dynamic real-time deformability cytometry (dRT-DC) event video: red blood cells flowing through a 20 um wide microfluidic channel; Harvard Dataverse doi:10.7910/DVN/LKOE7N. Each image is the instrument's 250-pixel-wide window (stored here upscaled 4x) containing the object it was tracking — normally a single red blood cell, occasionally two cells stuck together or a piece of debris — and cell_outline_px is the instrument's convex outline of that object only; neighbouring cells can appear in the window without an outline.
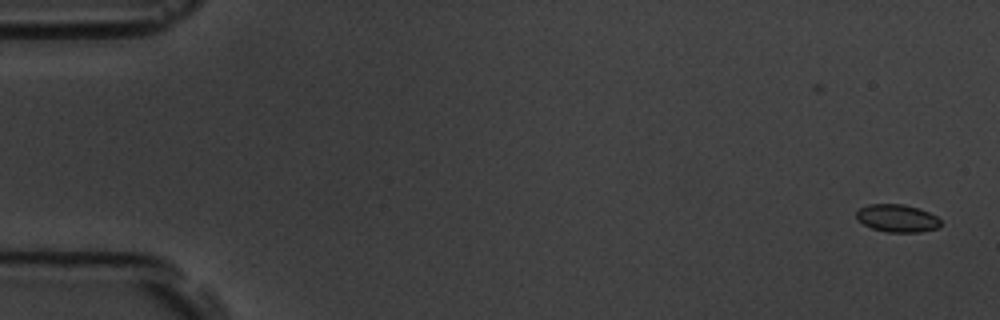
{"species": "common noctule bat (a hibernating species)", "species_latin": "Nyctalus noctula", "temperature_condition": "room temperature", "stored_images_in_passage": 2, "camera_frame_rate_fps": 3000, "um_per_image_px": 0.085, "animal": {"sex": "male", "body_mass_g": 19.5, "forearm_length_mm": 54.6}, "frame": {"image": 1, "passage_image": 2, "time_ms": 1.0, "image_size_px": [1000, 320], "cell_outline_px": [[940, 224], [936, 228], [920, 232], [888, 232], [872, 228], [864, 224], [856, 216], [856, 212], [860, 208], [868, 204], [904, 204], [920, 208], [936, 216], [940, 220]], "centroid_in_image_um": [76.26, 18.54], "position_along_channel_um": 8.7, "area_um2": 13.47}}